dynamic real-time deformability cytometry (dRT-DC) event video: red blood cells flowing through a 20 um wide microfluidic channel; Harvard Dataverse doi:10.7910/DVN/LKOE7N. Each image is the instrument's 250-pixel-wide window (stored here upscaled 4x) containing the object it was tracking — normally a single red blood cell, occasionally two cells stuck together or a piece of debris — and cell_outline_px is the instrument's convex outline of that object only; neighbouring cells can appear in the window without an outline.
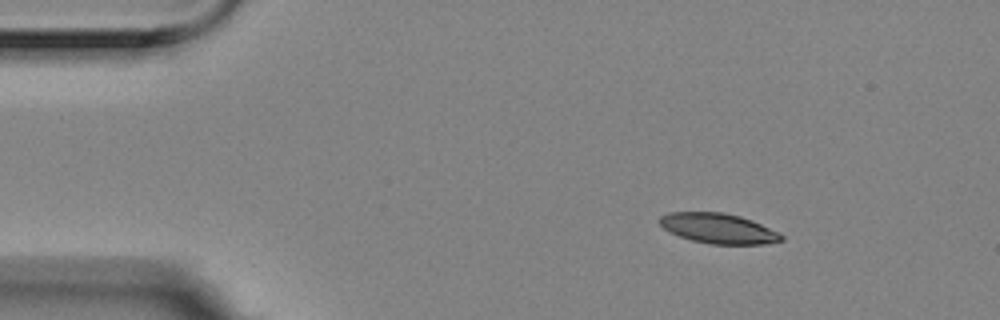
{"species": "Egyptian fruit bat (a non-hibernating species)", "species_latin": "Rousettus aegyptiacus", "temperature_condition": "room temperature", "stored_images_in_passage": 5, "camera_frame_rate_fps": 3000, "um_per_image_px": 0.085, "animal": {"sex": "female"}, "frame": {"image": 1, "passage_image": 2, "time_ms": 0.333, "image_size_px": [1000, 320], "cell_outline_px": [[784, 240], [764, 244], [712, 244], [692, 240], [668, 232], [656, 220], [660, 216], [668, 212], [724, 212], [740, 216], [752, 220], [780, 232], [784, 236]], "centroid_in_image_um": [61.06, 19.41], "position_along_channel_um": 23.9, "area_um2": 21.56}}
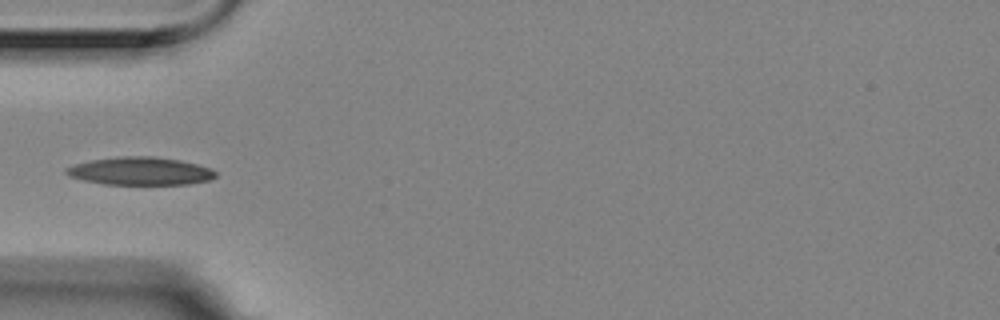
{"frame": {"image": 2, "passage_image": 5, "time_ms": 1.333, "image_size_px": [1000, 320], "cell_outline_px": [[216, 176], [208, 180], [188, 184], [104, 184], [84, 180], [68, 176], [64, 172], [64, 168], [76, 164], [92, 160], [120, 156], [152, 156], [180, 160], [212, 168], [216, 172]], "centroid_in_image_um": [11.91, 14.54], "position_along_channel_um": 73.1, "area_um2": 24.22}}